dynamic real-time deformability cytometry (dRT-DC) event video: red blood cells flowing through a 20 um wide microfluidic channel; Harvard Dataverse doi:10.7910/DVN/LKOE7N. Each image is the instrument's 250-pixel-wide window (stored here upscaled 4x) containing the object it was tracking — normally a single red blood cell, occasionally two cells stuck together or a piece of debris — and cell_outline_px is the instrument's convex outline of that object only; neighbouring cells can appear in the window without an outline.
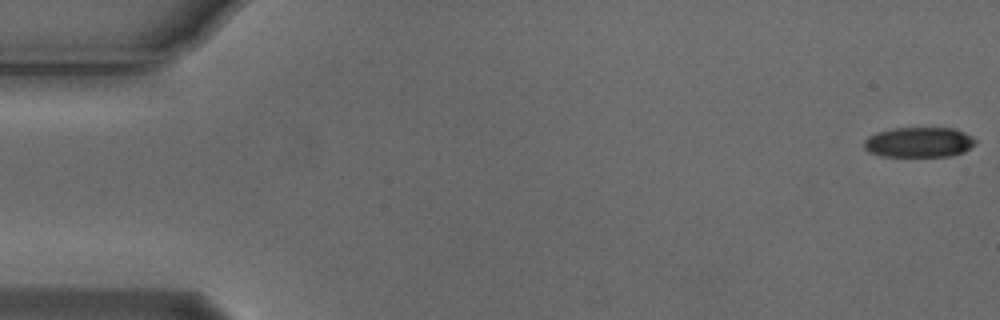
{"species": "Egyptian fruit bat (a non-hibernating species)", "species_latin": "Rousettus aegyptiacus", "temperature_condition": "cold", "stored_images_in_passage": 55, "camera_frame_rate_fps": 3000, "um_per_image_px": 0.085, "animal": {"sex": "male"}, "frame": {"image": 1, "passage_image": 1, "time_ms": 0.0, "image_size_px": [1000, 320], "cell_outline_px": [[976, 144], [964, 152], [952, 156], [880, 156], [868, 152], [864, 148], [864, 140], [868, 136], [876, 132], [892, 128], [952, 128], [964, 132], [972, 136], [976, 140]], "centroid_in_image_um": [78.1, 12.09], "position_along_channel_um": 6.9, "area_um2": 19.77}}
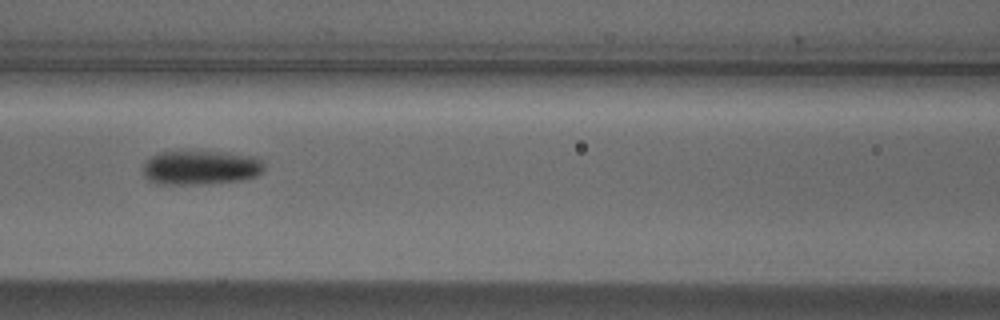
{"frame": {"image": 2, "passage_image": 24, "time_ms": 7.667, "image_size_px": [1000, 320], "cell_outline_px": [[264, 168], [256, 176], [240, 180], [204, 184], [156, 184], [148, 180], [144, 176], [144, 164], [152, 156], [160, 152], [224, 152], [260, 156], [264, 164]], "centroid_in_image_um": [17.09, 14.25], "position_along_channel_um": 149.5, "area_um2": 24.22}}
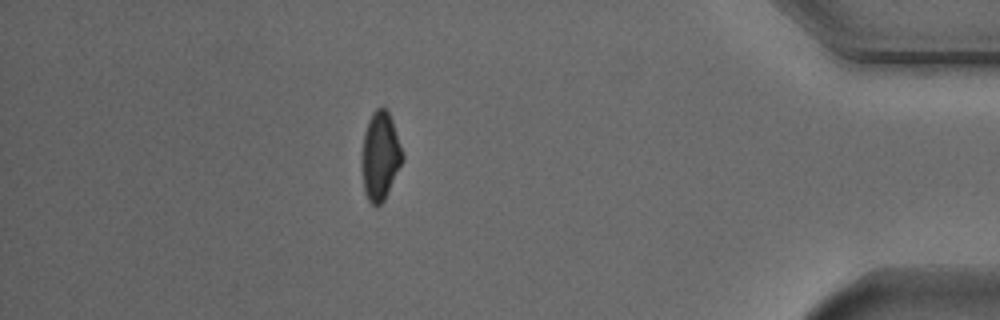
{"frame": {"image": 3, "passage_image": 48, "time_ms": 15.667, "image_size_px": [1000, 320], "cell_outline_px": [[404, 160], [384, 200], [376, 208], [368, 200], [364, 192], [364, 132], [368, 120], [372, 112], [376, 108], [384, 108], [388, 112], [392, 120], [404, 156]], "centroid_in_image_um": [32.36, 13.27], "position_along_channel_um": 402.8, "area_um2": 20.35}, "authors_computed_cell_mechanics": {"area_um2": 21.964, "velocity_mm_per_s": 3.7614, "shape_relaxation_time_tau1_ms": 2.5059, "shape_relaxation_time_tau2_ms": null, "deformation_change_tau1": 0.1147, "deformation_change_tau2": null}}